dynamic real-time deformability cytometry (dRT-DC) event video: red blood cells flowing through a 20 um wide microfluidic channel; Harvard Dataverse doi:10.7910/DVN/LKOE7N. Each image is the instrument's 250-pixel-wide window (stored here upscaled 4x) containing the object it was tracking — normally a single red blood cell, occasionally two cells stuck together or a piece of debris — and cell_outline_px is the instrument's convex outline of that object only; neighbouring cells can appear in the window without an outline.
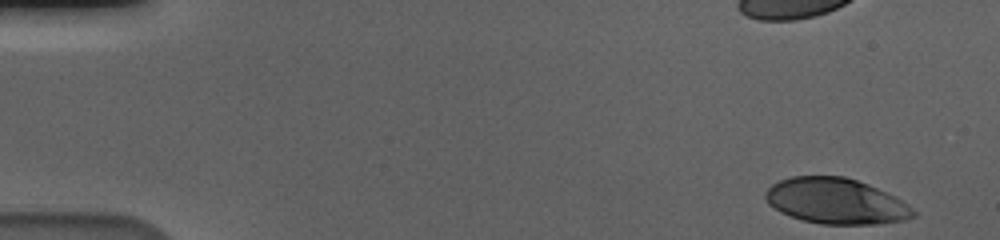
{"species": "human", "species_latin": "Homo sapiens", "temperature_condition": "cold", "stored_images_in_passage": 56, "camera_frame_rate_fps": 3000, "um_per_image_px": 0.085, "donor": {"sex": "male"}, "frame": {"image": 1, "passage_image": 1, "time_ms": 0.0, "image_size_px": [1000, 240], "cell_outline_px": [[916, 216], [904, 220], [876, 224], [820, 224], [804, 220], [780, 212], [768, 204], [764, 196], [764, 192], [772, 184], [780, 180], [792, 176], [844, 176], [868, 184], [896, 196], [912, 208], [916, 212]], "centroid_in_image_um": [71.05, 17.09], "position_along_channel_um": 13.9, "area_um2": 39.36}}
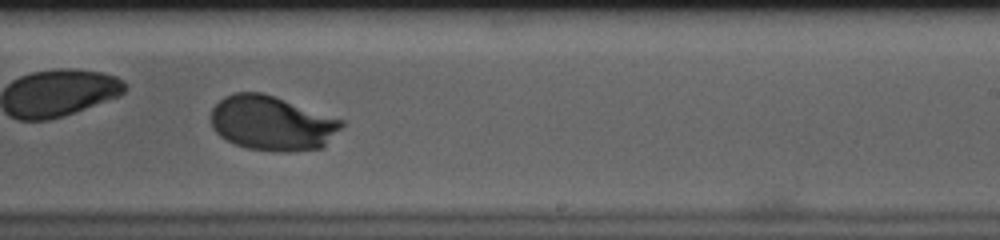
{"frame": {"image": 2, "passage_image": 34, "time_ms": 11.0, "image_size_px": [1000, 240], "cell_outline_px": [[344, 124], [324, 148], [288, 152], [276, 152], [248, 148], [236, 144], [220, 136], [212, 128], [212, 108], [224, 96], [236, 92], [260, 92], [344, 120]], "centroid_in_image_um": [23.13, 10.49], "position_along_channel_um": 265.9, "area_um2": 41.38}}
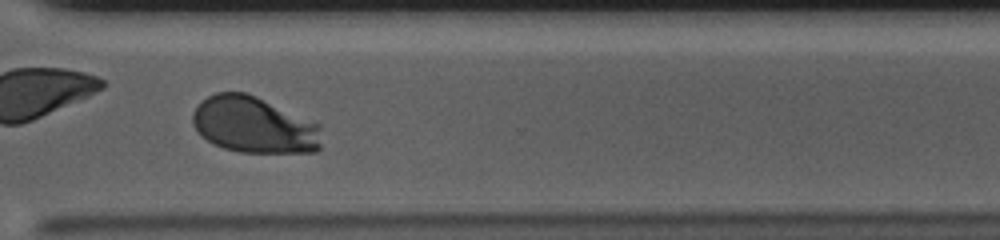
{"frame": {"image": 3, "passage_image": 41, "time_ms": 13.333, "image_size_px": [1000, 240], "cell_outline_px": [[320, 148], [316, 152], [240, 152], [224, 148], [212, 144], [200, 136], [192, 124], [192, 112], [208, 96], [216, 92], [244, 92], [256, 96], [320, 124]], "centroid_in_image_um": [21.57, 10.63], "position_along_channel_um": 349.0, "area_um2": 42.37}, "authors_computed_cell_mechanics": {"area_um2": 41.5293, "velocity_mm_per_s": 3.5474, "shape_relaxation_time_tau1_ms": 2.8933, "shape_relaxation_time_tau2_ms": null, "deformation_change_tau1": 0.1908, "deformation_change_tau2": null}}